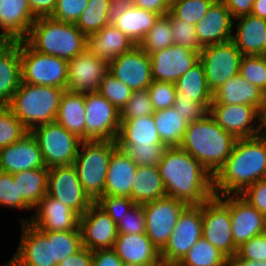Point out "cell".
Masks as SVG:
<instances>
[{
	"instance_id": "cell-28",
	"label": "cell",
	"mask_w": 266,
	"mask_h": 266,
	"mask_svg": "<svg viewBox=\"0 0 266 266\" xmlns=\"http://www.w3.org/2000/svg\"><path fill=\"white\" fill-rule=\"evenodd\" d=\"M133 46L135 44L113 23L86 36V49L108 64Z\"/></svg>"
},
{
	"instance_id": "cell-49",
	"label": "cell",
	"mask_w": 266,
	"mask_h": 266,
	"mask_svg": "<svg viewBox=\"0 0 266 266\" xmlns=\"http://www.w3.org/2000/svg\"><path fill=\"white\" fill-rule=\"evenodd\" d=\"M0 205L34 210L22 197H18L17 182H14L13 174L3 171H0Z\"/></svg>"
},
{
	"instance_id": "cell-13",
	"label": "cell",
	"mask_w": 266,
	"mask_h": 266,
	"mask_svg": "<svg viewBox=\"0 0 266 266\" xmlns=\"http://www.w3.org/2000/svg\"><path fill=\"white\" fill-rule=\"evenodd\" d=\"M187 204L172 197H164L143 204L146 235L161 252L167 245L180 213Z\"/></svg>"
},
{
	"instance_id": "cell-63",
	"label": "cell",
	"mask_w": 266,
	"mask_h": 266,
	"mask_svg": "<svg viewBox=\"0 0 266 266\" xmlns=\"http://www.w3.org/2000/svg\"><path fill=\"white\" fill-rule=\"evenodd\" d=\"M133 6V0H109V19L112 23L121 13Z\"/></svg>"
},
{
	"instance_id": "cell-19",
	"label": "cell",
	"mask_w": 266,
	"mask_h": 266,
	"mask_svg": "<svg viewBox=\"0 0 266 266\" xmlns=\"http://www.w3.org/2000/svg\"><path fill=\"white\" fill-rule=\"evenodd\" d=\"M82 246L91 251L113 248L118 228L113 219L95 202L79 217Z\"/></svg>"
},
{
	"instance_id": "cell-21",
	"label": "cell",
	"mask_w": 266,
	"mask_h": 266,
	"mask_svg": "<svg viewBox=\"0 0 266 266\" xmlns=\"http://www.w3.org/2000/svg\"><path fill=\"white\" fill-rule=\"evenodd\" d=\"M209 114L225 131L236 138L257 137L259 109L252 105H210ZM256 122L257 125L254 127Z\"/></svg>"
},
{
	"instance_id": "cell-45",
	"label": "cell",
	"mask_w": 266,
	"mask_h": 266,
	"mask_svg": "<svg viewBox=\"0 0 266 266\" xmlns=\"http://www.w3.org/2000/svg\"><path fill=\"white\" fill-rule=\"evenodd\" d=\"M80 231L52 232L53 260L59 264L64 258L73 255L82 248Z\"/></svg>"
},
{
	"instance_id": "cell-35",
	"label": "cell",
	"mask_w": 266,
	"mask_h": 266,
	"mask_svg": "<svg viewBox=\"0 0 266 266\" xmlns=\"http://www.w3.org/2000/svg\"><path fill=\"white\" fill-rule=\"evenodd\" d=\"M166 197L158 167L138 166L131 184V198L139 205Z\"/></svg>"
},
{
	"instance_id": "cell-48",
	"label": "cell",
	"mask_w": 266,
	"mask_h": 266,
	"mask_svg": "<svg viewBox=\"0 0 266 266\" xmlns=\"http://www.w3.org/2000/svg\"><path fill=\"white\" fill-rule=\"evenodd\" d=\"M154 112L155 109L147 89L133 91L129 101L120 111V123L123 120H129L139 116L153 115Z\"/></svg>"
},
{
	"instance_id": "cell-65",
	"label": "cell",
	"mask_w": 266,
	"mask_h": 266,
	"mask_svg": "<svg viewBox=\"0 0 266 266\" xmlns=\"http://www.w3.org/2000/svg\"><path fill=\"white\" fill-rule=\"evenodd\" d=\"M258 121H259V123H258V133H257V136L259 138L263 139V140H266V103L259 110V119H258Z\"/></svg>"
},
{
	"instance_id": "cell-6",
	"label": "cell",
	"mask_w": 266,
	"mask_h": 266,
	"mask_svg": "<svg viewBox=\"0 0 266 266\" xmlns=\"http://www.w3.org/2000/svg\"><path fill=\"white\" fill-rule=\"evenodd\" d=\"M117 147V141L111 140L80 142L73 165L83 190L94 202L104 194L109 162Z\"/></svg>"
},
{
	"instance_id": "cell-1",
	"label": "cell",
	"mask_w": 266,
	"mask_h": 266,
	"mask_svg": "<svg viewBox=\"0 0 266 266\" xmlns=\"http://www.w3.org/2000/svg\"><path fill=\"white\" fill-rule=\"evenodd\" d=\"M157 167L167 197L201 205L215 195L213 175L180 147H167Z\"/></svg>"
},
{
	"instance_id": "cell-43",
	"label": "cell",
	"mask_w": 266,
	"mask_h": 266,
	"mask_svg": "<svg viewBox=\"0 0 266 266\" xmlns=\"http://www.w3.org/2000/svg\"><path fill=\"white\" fill-rule=\"evenodd\" d=\"M28 132L8 106H0V149L17 142Z\"/></svg>"
},
{
	"instance_id": "cell-47",
	"label": "cell",
	"mask_w": 266,
	"mask_h": 266,
	"mask_svg": "<svg viewBox=\"0 0 266 266\" xmlns=\"http://www.w3.org/2000/svg\"><path fill=\"white\" fill-rule=\"evenodd\" d=\"M166 16L171 22L173 43L200 53L203 47L198 41L195 25L174 17L170 12Z\"/></svg>"
},
{
	"instance_id": "cell-60",
	"label": "cell",
	"mask_w": 266,
	"mask_h": 266,
	"mask_svg": "<svg viewBox=\"0 0 266 266\" xmlns=\"http://www.w3.org/2000/svg\"><path fill=\"white\" fill-rule=\"evenodd\" d=\"M171 0H133V5L152 11L160 16L169 13Z\"/></svg>"
},
{
	"instance_id": "cell-10",
	"label": "cell",
	"mask_w": 266,
	"mask_h": 266,
	"mask_svg": "<svg viewBox=\"0 0 266 266\" xmlns=\"http://www.w3.org/2000/svg\"><path fill=\"white\" fill-rule=\"evenodd\" d=\"M202 204L187 205L180 213L165 248L160 252L162 264L177 265L202 237Z\"/></svg>"
},
{
	"instance_id": "cell-64",
	"label": "cell",
	"mask_w": 266,
	"mask_h": 266,
	"mask_svg": "<svg viewBox=\"0 0 266 266\" xmlns=\"http://www.w3.org/2000/svg\"><path fill=\"white\" fill-rule=\"evenodd\" d=\"M226 266H266V261L240 260L234 256L227 259Z\"/></svg>"
},
{
	"instance_id": "cell-41",
	"label": "cell",
	"mask_w": 266,
	"mask_h": 266,
	"mask_svg": "<svg viewBox=\"0 0 266 266\" xmlns=\"http://www.w3.org/2000/svg\"><path fill=\"white\" fill-rule=\"evenodd\" d=\"M173 44L171 22L170 19L165 15L158 18L138 46L143 52L151 54L158 50L168 48Z\"/></svg>"
},
{
	"instance_id": "cell-12",
	"label": "cell",
	"mask_w": 266,
	"mask_h": 266,
	"mask_svg": "<svg viewBox=\"0 0 266 266\" xmlns=\"http://www.w3.org/2000/svg\"><path fill=\"white\" fill-rule=\"evenodd\" d=\"M120 112L99 92L85 93V140L117 141Z\"/></svg>"
},
{
	"instance_id": "cell-17",
	"label": "cell",
	"mask_w": 266,
	"mask_h": 266,
	"mask_svg": "<svg viewBox=\"0 0 266 266\" xmlns=\"http://www.w3.org/2000/svg\"><path fill=\"white\" fill-rule=\"evenodd\" d=\"M108 68L109 73L133 91L146 90L153 81L150 56L138 45L110 62Z\"/></svg>"
},
{
	"instance_id": "cell-38",
	"label": "cell",
	"mask_w": 266,
	"mask_h": 266,
	"mask_svg": "<svg viewBox=\"0 0 266 266\" xmlns=\"http://www.w3.org/2000/svg\"><path fill=\"white\" fill-rule=\"evenodd\" d=\"M17 182L18 197H22L33 209L47 194L48 168L26 170L13 174Z\"/></svg>"
},
{
	"instance_id": "cell-62",
	"label": "cell",
	"mask_w": 266,
	"mask_h": 266,
	"mask_svg": "<svg viewBox=\"0 0 266 266\" xmlns=\"http://www.w3.org/2000/svg\"><path fill=\"white\" fill-rule=\"evenodd\" d=\"M32 14L36 17H50L56 7L57 0H27Z\"/></svg>"
},
{
	"instance_id": "cell-32",
	"label": "cell",
	"mask_w": 266,
	"mask_h": 266,
	"mask_svg": "<svg viewBox=\"0 0 266 266\" xmlns=\"http://www.w3.org/2000/svg\"><path fill=\"white\" fill-rule=\"evenodd\" d=\"M239 20L236 35L232 41L242 55H264V34L266 33V19L253 14L236 17Z\"/></svg>"
},
{
	"instance_id": "cell-37",
	"label": "cell",
	"mask_w": 266,
	"mask_h": 266,
	"mask_svg": "<svg viewBox=\"0 0 266 266\" xmlns=\"http://www.w3.org/2000/svg\"><path fill=\"white\" fill-rule=\"evenodd\" d=\"M153 118L162 143L166 147H179L188 126L185 116L170 107L155 111Z\"/></svg>"
},
{
	"instance_id": "cell-40",
	"label": "cell",
	"mask_w": 266,
	"mask_h": 266,
	"mask_svg": "<svg viewBox=\"0 0 266 266\" xmlns=\"http://www.w3.org/2000/svg\"><path fill=\"white\" fill-rule=\"evenodd\" d=\"M110 23L109 0H88L86 9L75 25L87 36L100 31Z\"/></svg>"
},
{
	"instance_id": "cell-58",
	"label": "cell",
	"mask_w": 266,
	"mask_h": 266,
	"mask_svg": "<svg viewBox=\"0 0 266 266\" xmlns=\"http://www.w3.org/2000/svg\"><path fill=\"white\" fill-rule=\"evenodd\" d=\"M92 266H123L121 258L113 248L92 251Z\"/></svg>"
},
{
	"instance_id": "cell-55",
	"label": "cell",
	"mask_w": 266,
	"mask_h": 266,
	"mask_svg": "<svg viewBox=\"0 0 266 266\" xmlns=\"http://www.w3.org/2000/svg\"><path fill=\"white\" fill-rule=\"evenodd\" d=\"M236 257L240 260L266 261V234L250 238L238 247Z\"/></svg>"
},
{
	"instance_id": "cell-9",
	"label": "cell",
	"mask_w": 266,
	"mask_h": 266,
	"mask_svg": "<svg viewBox=\"0 0 266 266\" xmlns=\"http://www.w3.org/2000/svg\"><path fill=\"white\" fill-rule=\"evenodd\" d=\"M31 134L38 142L47 168L71 165L82 141L56 121L34 127Z\"/></svg>"
},
{
	"instance_id": "cell-44",
	"label": "cell",
	"mask_w": 266,
	"mask_h": 266,
	"mask_svg": "<svg viewBox=\"0 0 266 266\" xmlns=\"http://www.w3.org/2000/svg\"><path fill=\"white\" fill-rule=\"evenodd\" d=\"M238 75L266 93V55H243Z\"/></svg>"
},
{
	"instance_id": "cell-20",
	"label": "cell",
	"mask_w": 266,
	"mask_h": 266,
	"mask_svg": "<svg viewBox=\"0 0 266 266\" xmlns=\"http://www.w3.org/2000/svg\"><path fill=\"white\" fill-rule=\"evenodd\" d=\"M34 209L35 213L30 218H23L20 221H28L40 231H80V216L47 194Z\"/></svg>"
},
{
	"instance_id": "cell-2",
	"label": "cell",
	"mask_w": 266,
	"mask_h": 266,
	"mask_svg": "<svg viewBox=\"0 0 266 266\" xmlns=\"http://www.w3.org/2000/svg\"><path fill=\"white\" fill-rule=\"evenodd\" d=\"M266 179V140L237 138L227 161L213 176L217 196L240 194L258 180Z\"/></svg>"
},
{
	"instance_id": "cell-36",
	"label": "cell",
	"mask_w": 266,
	"mask_h": 266,
	"mask_svg": "<svg viewBox=\"0 0 266 266\" xmlns=\"http://www.w3.org/2000/svg\"><path fill=\"white\" fill-rule=\"evenodd\" d=\"M159 17V14L133 5L112 23L135 45H138Z\"/></svg>"
},
{
	"instance_id": "cell-14",
	"label": "cell",
	"mask_w": 266,
	"mask_h": 266,
	"mask_svg": "<svg viewBox=\"0 0 266 266\" xmlns=\"http://www.w3.org/2000/svg\"><path fill=\"white\" fill-rule=\"evenodd\" d=\"M47 195L61 201L79 216L94 203L83 190L73 164L48 168Z\"/></svg>"
},
{
	"instance_id": "cell-30",
	"label": "cell",
	"mask_w": 266,
	"mask_h": 266,
	"mask_svg": "<svg viewBox=\"0 0 266 266\" xmlns=\"http://www.w3.org/2000/svg\"><path fill=\"white\" fill-rule=\"evenodd\" d=\"M137 168L131 157L117 147L109 162L103 195L131 198V184Z\"/></svg>"
},
{
	"instance_id": "cell-39",
	"label": "cell",
	"mask_w": 266,
	"mask_h": 266,
	"mask_svg": "<svg viewBox=\"0 0 266 266\" xmlns=\"http://www.w3.org/2000/svg\"><path fill=\"white\" fill-rule=\"evenodd\" d=\"M228 257L201 237L176 266H226Z\"/></svg>"
},
{
	"instance_id": "cell-8",
	"label": "cell",
	"mask_w": 266,
	"mask_h": 266,
	"mask_svg": "<svg viewBox=\"0 0 266 266\" xmlns=\"http://www.w3.org/2000/svg\"><path fill=\"white\" fill-rule=\"evenodd\" d=\"M202 218V237L228 258L236 256L238 247L232 234L230 194L214 195L206 200L202 204Z\"/></svg>"
},
{
	"instance_id": "cell-26",
	"label": "cell",
	"mask_w": 266,
	"mask_h": 266,
	"mask_svg": "<svg viewBox=\"0 0 266 266\" xmlns=\"http://www.w3.org/2000/svg\"><path fill=\"white\" fill-rule=\"evenodd\" d=\"M22 82L19 41H0V106H8Z\"/></svg>"
},
{
	"instance_id": "cell-18",
	"label": "cell",
	"mask_w": 266,
	"mask_h": 266,
	"mask_svg": "<svg viewBox=\"0 0 266 266\" xmlns=\"http://www.w3.org/2000/svg\"><path fill=\"white\" fill-rule=\"evenodd\" d=\"M108 72V63L85 49L68 61L66 90L74 93L98 92Z\"/></svg>"
},
{
	"instance_id": "cell-22",
	"label": "cell",
	"mask_w": 266,
	"mask_h": 266,
	"mask_svg": "<svg viewBox=\"0 0 266 266\" xmlns=\"http://www.w3.org/2000/svg\"><path fill=\"white\" fill-rule=\"evenodd\" d=\"M230 218L234 243L237 247L250 238L265 233L266 216L239 194H230Z\"/></svg>"
},
{
	"instance_id": "cell-57",
	"label": "cell",
	"mask_w": 266,
	"mask_h": 266,
	"mask_svg": "<svg viewBox=\"0 0 266 266\" xmlns=\"http://www.w3.org/2000/svg\"><path fill=\"white\" fill-rule=\"evenodd\" d=\"M173 107L178 113L185 116V120L188 123L199 121L209 113L202 104L197 103L192 99H176Z\"/></svg>"
},
{
	"instance_id": "cell-24",
	"label": "cell",
	"mask_w": 266,
	"mask_h": 266,
	"mask_svg": "<svg viewBox=\"0 0 266 266\" xmlns=\"http://www.w3.org/2000/svg\"><path fill=\"white\" fill-rule=\"evenodd\" d=\"M234 18L223 1H214L207 13L195 25L202 47L232 40Z\"/></svg>"
},
{
	"instance_id": "cell-5",
	"label": "cell",
	"mask_w": 266,
	"mask_h": 266,
	"mask_svg": "<svg viewBox=\"0 0 266 266\" xmlns=\"http://www.w3.org/2000/svg\"><path fill=\"white\" fill-rule=\"evenodd\" d=\"M64 91L21 82L8 107L30 132L34 127L56 121Z\"/></svg>"
},
{
	"instance_id": "cell-25",
	"label": "cell",
	"mask_w": 266,
	"mask_h": 266,
	"mask_svg": "<svg viewBox=\"0 0 266 266\" xmlns=\"http://www.w3.org/2000/svg\"><path fill=\"white\" fill-rule=\"evenodd\" d=\"M37 18L27 0H0V41H22Z\"/></svg>"
},
{
	"instance_id": "cell-31",
	"label": "cell",
	"mask_w": 266,
	"mask_h": 266,
	"mask_svg": "<svg viewBox=\"0 0 266 266\" xmlns=\"http://www.w3.org/2000/svg\"><path fill=\"white\" fill-rule=\"evenodd\" d=\"M118 146L150 147L164 145L159 137L153 115L139 116L120 123Z\"/></svg>"
},
{
	"instance_id": "cell-23",
	"label": "cell",
	"mask_w": 266,
	"mask_h": 266,
	"mask_svg": "<svg viewBox=\"0 0 266 266\" xmlns=\"http://www.w3.org/2000/svg\"><path fill=\"white\" fill-rule=\"evenodd\" d=\"M45 167L35 137L28 132L17 142L0 149V171L10 174Z\"/></svg>"
},
{
	"instance_id": "cell-27",
	"label": "cell",
	"mask_w": 266,
	"mask_h": 266,
	"mask_svg": "<svg viewBox=\"0 0 266 266\" xmlns=\"http://www.w3.org/2000/svg\"><path fill=\"white\" fill-rule=\"evenodd\" d=\"M113 249L123 264L161 265L160 251L154 246L146 233H118Z\"/></svg>"
},
{
	"instance_id": "cell-11",
	"label": "cell",
	"mask_w": 266,
	"mask_h": 266,
	"mask_svg": "<svg viewBox=\"0 0 266 266\" xmlns=\"http://www.w3.org/2000/svg\"><path fill=\"white\" fill-rule=\"evenodd\" d=\"M242 57L232 40L203 47L200 62L204 66L206 82L212 93L239 74Z\"/></svg>"
},
{
	"instance_id": "cell-7",
	"label": "cell",
	"mask_w": 266,
	"mask_h": 266,
	"mask_svg": "<svg viewBox=\"0 0 266 266\" xmlns=\"http://www.w3.org/2000/svg\"><path fill=\"white\" fill-rule=\"evenodd\" d=\"M22 82L67 89L68 61L34 50L25 40L19 41Z\"/></svg>"
},
{
	"instance_id": "cell-54",
	"label": "cell",
	"mask_w": 266,
	"mask_h": 266,
	"mask_svg": "<svg viewBox=\"0 0 266 266\" xmlns=\"http://www.w3.org/2000/svg\"><path fill=\"white\" fill-rule=\"evenodd\" d=\"M118 233L139 234L146 232L143 205L135 204L117 225Z\"/></svg>"
},
{
	"instance_id": "cell-42",
	"label": "cell",
	"mask_w": 266,
	"mask_h": 266,
	"mask_svg": "<svg viewBox=\"0 0 266 266\" xmlns=\"http://www.w3.org/2000/svg\"><path fill=\"white\" fill-rule=\"evenodd\" d=\"M215 0H171L169 12L193 25L205 16Z\"/></svg>"
},
{
	"instance_id": "cell-29",
	"label": "cell",
	"mask_w": 266,
	"mask_h": 266,
	"mask_svg": "<svg viewBox=\"0 0 266 266\" xmlns=\"http://www.w3.org/2000/svg\"><path fill=\"white\" fill-rule=\"evenodd\" d=\"M266 103V93L254 84H250L240 75L228 79L213 93L211 105H252L261 109Z\"/></svg>"
},
{
	"instance_id": "cell-3",
	"label": "cell",
	"mask_w": 266,
	"mask_h": 266,
	"mask_svg": "<svg viewBox=\"0 0 266 266\" xmlns=\"http://www.w3.org/2000/svg\"><path fill=\"white\" fill-rule=\"evenodd\" d=\"M236 140L208 113L201 120L188 123L179 147L214 176L232 153Z\"/></svg>"
},
{
	"instance_id": "cell-61",
	"label": "cell",
	"mask_w": 266,
	"mask_h": 266,
	"mask_svg": "<svg viewBox=\"0 0 266 266\" xmlns=\"http://www.w3.org/2000/svg\"><path fill=\"white\" fill-rule=\"evenodd\" d=\"M231 13L232 17L235 18L243 15H249L252 12L254 0H222Z\"/></svg>"
},
{
	"instance_id": "cell-68",
	"label": "cell",
	"mask_w": 266,
	"mask_h": 266,
	"mask_svg": "<svg viewBox=\"0 0 266 266\" xmlns=\"http://www.w3.org/2000/svg\"><path fill=\"white\" fill-rule=\"evenodd\" d=\"M264 35V55H266V33Z\"/></svg>"
},
{
	"instance_id": "cell-56",
	"label": "cell",
	"mask_w": 266,
	"mask_h": 266,
	"mask_svg": "<svg viewBox=\"0 0 266 266\" xmlns=\"http://www.w3.org/2000/svg\"><path fill=\"white\" fill-rule=\"evenodd\" d=\"M239 195L266 216V179L249 185Z\"/></svg>"
},
{
	"instance_id": "cell-53",
	"label": "cell",
	"mask_w": 266,
	"mask_h": 266,
	"mask_svg": "<svg viewBox=\"0 0 266 266\" xmlns=\"http://www.w3.org/2000/svg\"><path fill=\"white\" fill-rule=\"evenodd\" d=\"M87 4L88 0H57L55 10L50 17L58 21L75 24L86 9Z\"/></svg>"
},
{
	"instance_id": "cell-50",
	"label": "cell",
	"mask_w": 266,
	"mask_h": 266,
	"mask_svg": "<svg viewBox=\"0 0 266 266\" xmlns=\"http://www.w3.org/2000/svg\"><path fill=\"white\" fill-rule=\"evenodd\" d=\"M155 111L173 107L176 100V85L153 80L147 89Z\"/></svg>"
},
{
	"instance_id": "cell-4",
	"label": "cell",
	"mask_w": 266,
	"mask_h": 266,
	"mask_svg": "<svg viewBox=\"0 0 266 266\" xmlns=\"http://www.w3.org/2000/svg\"><path fill=\"white\" fill-rule=\"evenodd\" d=\"M25 41L37 52L67 61L86 49V36L75 24L52 17L37 18Z\"/></svg>"
},
{
	"instance_id": "cell-51",
	"label": "cell",
	"mask_w": 266,
	"mask_h": 266,
	"mask_svg": "<svg viewBox=\"0 0 266 266\" xmlns=\"http://www.w3.org/2000/svg\"><path fill=\"white\" fill-rule=\"evenodd\" d=\"M124 150L138 166L157 167L162 159L165 145H151L150 147L118 146Z\"/></svg>"
},
{
	"instance_id": "cell-46",
	"label": "cell",
	"mask_w": 266,
	"mask_h": 266,
	"mask_svg": "<svg viewBox=\"0 0 266 266\" xmlns=\"http://www.w3.org/2000/svg\"><path fill=\"white\" fill-rule=\"evenodd\" d=\"M98 92L120 112L129 101L133 90L108 72L104 76Z\"/></svg>"
},
{
	"instance_id": "cell-66",
	"label": "cell",
	"mask_w": 266,
	"mask_h": 266,
	"mask_svg": "<svg viewBox=\"0 0 266 266\" xmlns=\"http://www.w3.org/2000/svg\"><path fill=\"white\" fill-rule=\"evenodd\" d=\"M251 14L262 19H266V0H254Z\"/></svg>"
},
{
	"instance_id": "cell-59",
	"label": "cell",
	"mask_w": 266,
	"mask_h": 266,
	"mask_svg": "<svg viewBox=\"0 0 266 266\" xmlns=\"http://www.w3.org/2000/svg\"><path fill=\"white\" fill-rule=\"evenodd\" d=\"M57 266H92V251L82 247L73 255L64 258Z\"/></svg>"
},
{
	"instance_id": "cell-34",
	"label": "cell",
	"mask_w": 266,
	"mask_h": 266,
	"mask_svg": "<svg viewBox=\"0 0 266 266\" xmlns=\"http://www.w3.org/2000/svg\"><path fill=\"white\" fill-rule=\"evenodd\" d=\"M175 85L176 99H192L209 111L213 93L208 88L204 66L200 61L183 74Z\"/></svg>"
},
{
	"instance_id": "cell-16",
	"label": "cell",
	"mask_w": 266,
	"mask_h": 266,
	"mask_svg": "<svg viewBox=\"0 0 266 266\" xmlns=\"http://www.w3.org/2000/svg\"><path fill=\"white\" fill-rule=\"evenodd\" d=\"M21 223V241L10 260L17 266H57L53 260L52 232L40 231L28 221Z\"/></svg>"
},
{
	"instance_id": "cell-67",
	"label": "cell",
	"mask_w": 266,
	"mask_h": 266,
	"mask_svg": "<svg viewBox=\"0 0 266 266\" xmlns=\"http://www.w3.org/2000/svg\"><path fill=\"white\" fill-rule=\"evenodd\" d=\"M123 266H160V265H146V264H131V263H126V264H123Z\"/></svg>"
},
{
	"instance_id": "cell-69",
	"label": "cell",
	"mask_w": 266,
	"mask_h": 266,
	"mask_svg": "<svg viewBox=\"0 0 266 266\" xmlns=\"http://www.w3.org/2000/svg\"><path fill=\"white\" fill-rule=\"evenodd\" d=\"M3 266H17L13 261H9L7 265H3Z\"/></svg>"
},
{
	"instance_id": "cell-52",
	"label": "cell",
	"mask_w": 266,
	"mask_h": 266,
	"mask_svg": "<svg viewBox=\"0 0 266 266\" xmlns=\"http://www.w3.org/2000/svg\"><path fill=\"white\" fill-rule=\"evenodd\" d=\"M95 203L102 208L118 225L125 213L128 212L136 203L132 198L121 196H100Z\"/></svg>"
},
{
	"instance_id": "cell-33",
	"label": "cell",
	"mask_w": 266,
	"mask_h": 266,
	"mask_svg": "<svg viewBox=\"0 0 266 266\" xmlns=\"http://www.w3.org/2000/svg\"><path fill=\"white\" fill-rule=\"evenodd\" d=\"M56 122L85 141V93L65 90L60 100Z\"/></svg>"
},
{
	"instance_id": "cell-15",
	"label": "cell",
	"mask_w": 266,
	"mask_h": 266,
	"mask_svg": "<svg viewBox=\"0 0 266 266\" xmlns=\"http://www.w3.org/2000/svg\"><path fill=\"white\" fill-rule=\"evenodd\" d=\"M149 56L152 79L174 84L200 61V53L175 44Z\"/></svg>"
},
{
	"instance_id": "cell-70",
	"label": "cell",
	"mask_w": 266,
	"mask_h": 266,
	"mask_svg": "<svg viewBox=\"0 0 266 266\" xmlns=\"http://www.w3.org/2000/svg\"><path fill=\"white\" fill-rule=\"evenodd\" d=\"M160 266H175V265H165V264H161Z\"/></svg>"
}]
</instances>
